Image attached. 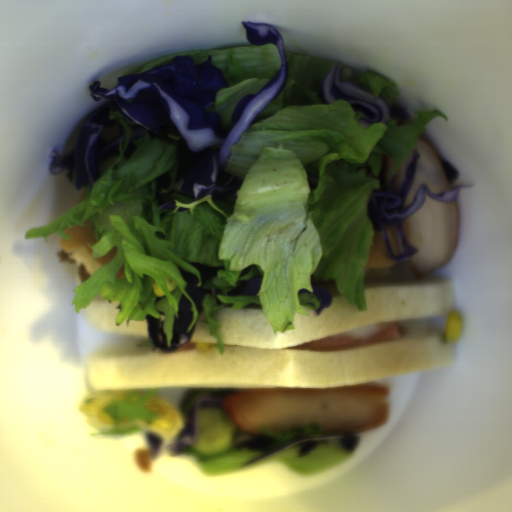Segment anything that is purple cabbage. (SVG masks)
<instances>
[{"label": "purple cabbage", "mask_w": 512, "mask_h": 512, "mask_svg": "<svg viewBox=\"0 0 512 512\" xmlns=\"http://www.w3.org/2000/svg\"><path fill=\"white\" fill-rule=\"evenodd\" d=\"M242 23L249 43L276 47L280 67L260 91L238 101L229 126H224L219 112L207 107L231 87L211 53L201 64L189 56L174 55L164 65L119 77L111 90L101 87V81H92L89 95L102 101L80 129L70 155L60 157L55 149L50 151V174L67 172V181L79 191L86 186L93 189L100 163L118 154L126 137L122 125L110 117L117 112L125 117L131 133L125 159L133 154L135 141L145 136L175 147L177 169L171 192L184 194L193 203L238 192L244 181L226 171L233 147L289 80L285 41L276 25Z\"/></svg>", "instance_id": "obj_1"}, {"label": "purple cabbage", "mask_w": 512, "mask_h": 512, "mask_svg": "<svg viewBox=\"0 0 512 512\" xmlns=\"http://www.w3.org/2000/svg\"><path fill=\"white\" fill-rule=\"evenodd\" d=\"M411 161L402 178L400 186L395 190L397 175L390 174L384 179V170L375 174L373 168L368 165H361L357 170L366 168V173L371 177L377 178L380 188L374 189L369 197L366 208V215L370 225L374 230L381 229L384 237L386 250L389 257L395 259L394 264L410 263V260L417 254V249L408 240L404 231V222L407 218L415 215L422 209L427 202V193L432 199L444 202H456L460 191L463 188L472 187L473 183L457 184L460 172L452 166L441 154H438L440 164L447 176L451 190L441 192H432L429 186L421 184L419 191L410 207H404L409 189L413 183L416 174L417 164L420 160V153L414 151L411 155ZM389 227H394L399 243L401 255L393 254L390 243Z\"/></svg>", "instance_id": "obj_2"}, {"label": "purple cabbage", "mask_w": 512, "mask_h": 512, "mask_svg": "<svg viewBox=\"0 0 512 512\" xmlns=\"http://www.w3.org/2000/svg\"><path fill=\"white\" fill-rule=\"evenodd\" d=\"M316 96L326 104L343 99L351 104L356 116L363 118L369 125L387 124L391 117L405 121L411 117L403 105L389 106L383 100L363 91L362 85L354 80H345L343 64H338L324 75Z\"/></svg>", "instance_id": "obj_3"}, {"label": "purple cabbage", "mask_w": 512, "mask_h": 512, "mask_svg": "<svg viewBox=\"0 0 512 512\" xmlns=\"http://www.w3.org/2000/svg\"><path fill=\"white\" fill-rule=\"evenodd\" d=\"M167 315L162 311L155 316L148 314L145 321L147 322V331L157 346V348L173 351L179 349L180 344L193 343V330L195 323L188 329L189 324L193 320L192 301L186 294H182L178 306V315L174 314L172 322V340L168 346L167 336L164 331V325Z\"/></svg>", "instance_id": "obj_4"}, {"label": "purple cabbage", "mask_w": 512, "mask_h": 512, "mask_svg": "<svg viewBox=\"0 0 512 512\" xmlns=\"http://www.w3.org/2000/svg\"><path fill=\"white\" fill-rule=\"evenodd\" d=\"M329 436L324 433H316L314 435H304L301 438L293 440L291 442H280L274 440L267 435L260 432V434H251L250 438L242 444L232 445L230 450H241V449H253L261 452L249 460L245 461L252 462L264 456L278 454L293 447H299L301 457L309 454L317 445L329 442ZM242 463V464H244Z\"/></svg>", "instance_id": "obj_5"}, {"label": "purple cabbage", "mask_w": 512, "mask_h": 512, "mask_svg": "<svg viewBox=\"0 0 512 512\" xmlns=\"http://www.w3.org/2000/svg\"><path fill=\"white\" fill-rule=\"evenodd\" d=\"M203 403H216L227 407V397H211L195 401L187 411L185 428L174 436V440L165 446L168 456H179L188 453L189 448L197 441L200 427L198 420V407Z\"/></svg>", "instance_id": "obj_6"}, {"label": "purple cabbage", "mask_w": 512, "mask_h": 512, "mask_svg": "<svg viewBox=\"0 0 512 512\" xmlns=\"http://www.w3.org/2000/svg\"><path fill=\"white\" fill-rule=\"evenodd\" d=\"M188 263L194 269L198 270L201 277V284L198 285L197 274L178 266L179 276L185 281L186 292L193 299L200 316L201 312H203L205 295L209 294L213 296V290L211 288H204V283L207 282L210 278L216 277L219 270H226L227 266L223 264L220 266L206 265L196 261Z\"/></svg>", "instance_id": "obj_7"}, {"label": "purple cabbage", "mask_w": 512, "mask_h": 512, "mask_svg": "<svg viewBox=\"0 0 512 512\" xmlns=\"http://www.w3.org/2000/svg\"><path fill=\"white\" fill-rule=\"evenodd\" d=\"M255 267L259 272L260 276H256L250 279H241L252 267ZM262 272L255 264H250L249 266L243 268L237 275L236 285L233 289H230L227 293L229 296H255L258 294L261 282H262Z\"/></svg>", "instance_id": "obj_8"}, {"label": "purple cabbage", "mask_w": 512, "mask_h": 512, "mask_svg": "<svg viewBox=\"0 0 512 512\" xmlns=\"http://www.w3.org/2000/svg\"><path fill=\"white\" fill-rule=\"evenodd\" d=\"M311 291L319 305L317 316H319L324 308H328L333 300L334 295L326 289L321 288V283L326 282L318 275H310Z\"/></svg>", "instance_id": "obj_9"}, {"label": "purple cabbage", "mask_w": 512, "mask_h": 512, "mask_svg": "<svg viewBox=\"0 0 512 512\" xmlns=\"http://www.w3.org/2000/svg\"><path fill=\"white\" fill-rule=\"evenodd\" d=\"M170 186V176L168 174H163L159 178H157L154 181V187H155V195L158 201V207L160 211H172L175 207L176 203H173L171 201H166L164 196L162 195V190L166 187Z\"/></svg>", "instance_id": "obj_10"}, {"label": "purple cabbage", "mask_w": 512, "mask_h": 512, "mask_svg": "<svg viewBox=\"0 0 512 512\" xmlns=\"http://www.w3.org/2000/svg\"><path fill=\"white\" fill-rule=\"evenodd\" d=\"M146 440L148 453L155 458L159 454L161 439L159 435L155 434L154 432L147 431Z\"/></svg>", "instance_id": "obj_11"}, {"label": "purple cabbage", "mask_w": 512, "mask_h": 512, "mask_svg": "<svg viewBox=\"0 0 512 512\" xmlns=\"http://www.w3.org/2000/svg\"><path fill=\"white\" fill-rule=\"evenodd\" d=\"M339 441L341 445L345 449H349L351 451H356L358 442H359V434L358 435H338Z\"/></svg>", "instance_id": "obj_12"}, {"label": "purple cabbage", "mask_w": 512, "mask_h": 512, "mask_svg": "<svg viewBox=\"0 0 512 512\" xmlns=\"http://www.w3.org/2000/svg\"><path fill=\"white\" fill-rule=\"evenodd\" d=\"M219 295H225V291L223 289H216L215 291V297H216V304H225L221 301Z\"/></svg>", "instance_id": "obj_13"}]
</instances>
